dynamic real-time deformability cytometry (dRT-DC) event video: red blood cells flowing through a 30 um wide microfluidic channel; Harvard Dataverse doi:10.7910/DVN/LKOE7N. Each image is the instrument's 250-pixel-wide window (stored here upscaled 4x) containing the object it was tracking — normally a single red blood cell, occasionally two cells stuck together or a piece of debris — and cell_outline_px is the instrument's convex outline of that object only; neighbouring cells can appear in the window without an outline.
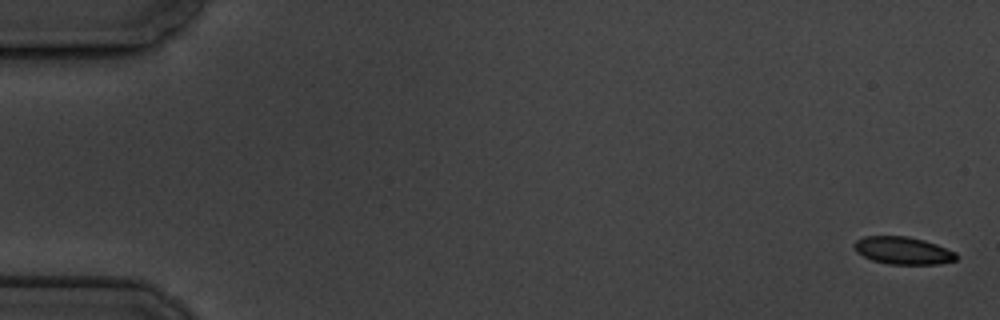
{"species": "common noctule bat (a hibernating species)", "species_latin": "Nyctalus noctula", "temperature_condition": "cold", "stored_images_in_passage": 5, "camera_frame_rate_fps": 3000, "um_per_image_px": 0.085, "animal": {"sex": "male", "body_mass_g": 19.5, "forearm_length_mm": 54.6}, "frame": {"image": 1, "passage_image": 1, "time_ms": 0.0, "image_size_px": [1000, 320], "cell_outline_px": [[956, 260], [940, 264], [888, 264], [872, 260], [856, 252], [852, 244], [856, 240], [864, 236], [908, 236], [924, 240], [936, 244], [956, 252]], "centroid_in_image_um": [76.73, 21.29], "position_along_channel_um": 8.3, "area_um2": 16.42}}
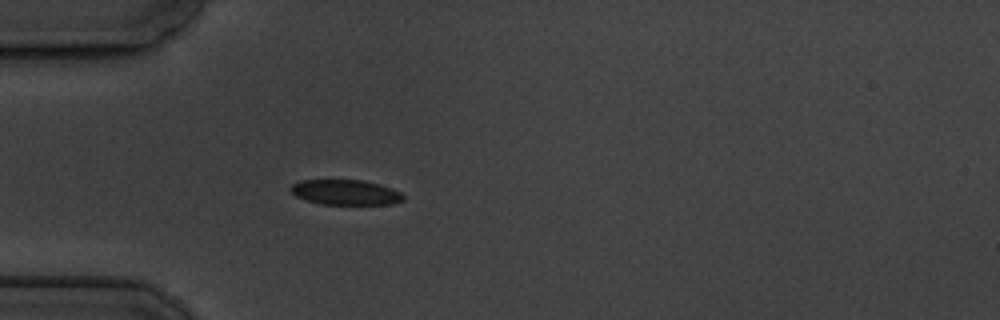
{"frame": {"image": 2, "passage_image": 5, "time_ms": 5.333, "image_size_px": [1000, 320], "cell_outline_px": [[404, 200], [392, 204], [320, 204], [296, 196], [288, 188], [292, 184], [300, 180], [364, 180], [380, 184], [392, 188], [400, 192], [404, 196]], "centroid_in_image_um": [29.38, 16.34], "position_along_channel_um": 55.6, "area_um2": 16.53}}